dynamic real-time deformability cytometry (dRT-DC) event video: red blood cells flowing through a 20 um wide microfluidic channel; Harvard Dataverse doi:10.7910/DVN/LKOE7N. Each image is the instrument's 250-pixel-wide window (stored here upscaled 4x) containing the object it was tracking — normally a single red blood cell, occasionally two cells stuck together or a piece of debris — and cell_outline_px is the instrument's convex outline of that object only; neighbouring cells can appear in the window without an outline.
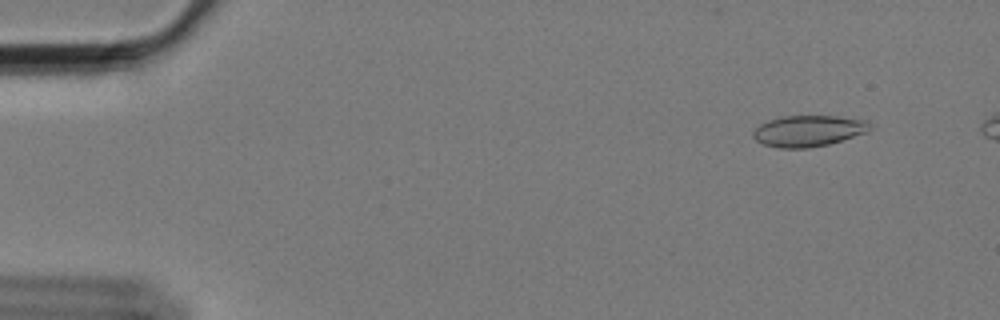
{"species": "Egyptian fruit bat (a non-hibernating species)", "species_latin": "Rousettus aegyptiacus", "temperature_condition": "cold", "stored_images_in_passage": 55, "camera_frame_rate_fps": 3000, "um_per_image_px": 0.085, "animal": {"sex": "female"}, "frame": {"image": 1, "passage_image": 5, "time_ms": 1.333, "image_size_px": [1000, 320], "cell_outline_px": [[872, 128], [868, 132], [828, 144], [808, 148], [780, 148], [764, 144], [756, 140], [752, 136], [752, 132], [760, 124], [768, 120], [784, 116], [836, 116], [864, 120]], "centroid_in_image_um": [68.69, 11.13], "position_along_channel_um": 16.3, "area_um2": 21.04}}
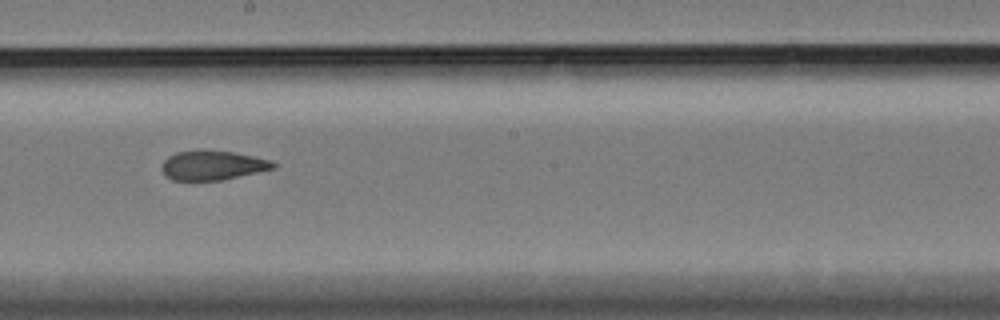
{"frame": {"image": 2, "passage_image": 33, "time_ms": 10.667, "image_size_px": [1000, 320], "cell_outline_px": [[276, 168], [220, 180], [172, 180], [164, 176], [164, 160], [168, 156], [176, 152], [196, 148], [204, 148], [232, 152], [272, 160], [276, 164]], "centroid_in_image_um": [18.06, 14.02], "position_along_channel_um": 230.1, "area_um2": 19.31}}
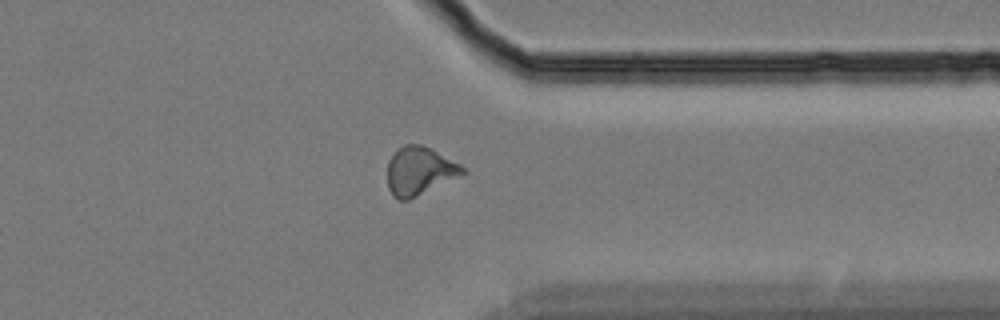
{"frame": {"image": 3, "passage_image": 46, "time_ms": 15.0, "image_size_px": [1000, 320], "cell_outline_px": [[464, 172], [408, 200], [400, 200], [392, 196], [388, 188], [388, 160], [396, 148], [404, 144], [420, 144], [432, 148], [460, 164], [464, 168]], "centroid_in_image_um": [35.58, 14.49], "position_along_channel_um": 375.8, "area_um2": 20.81}}